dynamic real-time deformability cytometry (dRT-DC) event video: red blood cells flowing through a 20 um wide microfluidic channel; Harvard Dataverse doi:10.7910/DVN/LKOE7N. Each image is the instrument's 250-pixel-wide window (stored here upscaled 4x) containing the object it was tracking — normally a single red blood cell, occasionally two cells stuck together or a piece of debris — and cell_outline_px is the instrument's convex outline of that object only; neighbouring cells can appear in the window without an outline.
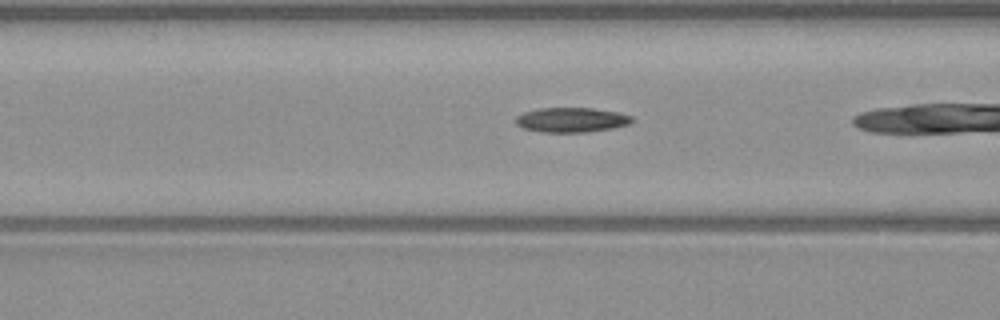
{"species": "common noctule bat (a hibernating species)", "species_latin": "Nyctalus noctula", "temperature_condition": "warm", "stored_images_in_passage": 36, "camera_frame_rate_fps": 3000, "um_per_image_px": 0.085, "animal": {"sex": "male", "body_mass_g": 23.1, "forearm_length_mm": 52.7}, "frame": {"image": 1, "passage_image": 17, "time_ms": 5.333, "image_size_px": [1000, 320], "cell_outline_px": [[632, 120], [628, 124], [612, 128], [584, 132], [540, 132], [524, 128], [516, 124], [516, 116], [524, 112], [540, 108], [592, 108], [616, 112], [632, 116]], "centroid_in_image_um": [48.54, 10.19], "position_along_channel_um": 118.1, "area_um2": 16.53}}
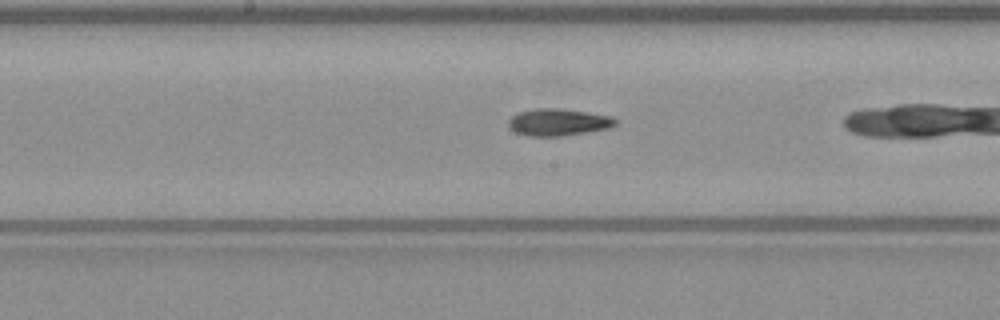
{"frame": {"image": 2, "passage_image": 23, "time_ms": 7.333, "image_size_px": [1000, 320], "cell_outline_px": [[616, 124], [608, 128], [560, 136], [528, 136], [516, 132], [508, 128], [508, 120], [516, 112], [536, 108], [552, 108], [584, 112], [612, 116], [616, 120]], "centroid_in_image_um": [47.38, 10.38], "position_along_channel_um": 200.8, "area_um2": 16.65}}
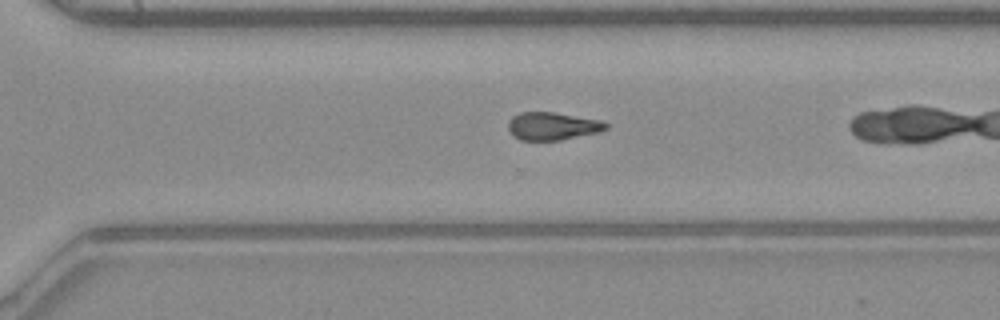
{"frame": {"image": 3, "passage_image": 32, "time_ms": 10.333, "image_size_px": [1000, 320], "cell_outline_px": [[608, 128], [600, 132], [560, 140], [520, 140], [512, 136], [508, 128], [508, 120], [512, 116], [520, 112], [556, 112], [600, 120], [608, 124]], "centroid_in_image_um": [46.94, 10.72], "position_along_channel_um": 323.7, "area_um2": 16.01}}